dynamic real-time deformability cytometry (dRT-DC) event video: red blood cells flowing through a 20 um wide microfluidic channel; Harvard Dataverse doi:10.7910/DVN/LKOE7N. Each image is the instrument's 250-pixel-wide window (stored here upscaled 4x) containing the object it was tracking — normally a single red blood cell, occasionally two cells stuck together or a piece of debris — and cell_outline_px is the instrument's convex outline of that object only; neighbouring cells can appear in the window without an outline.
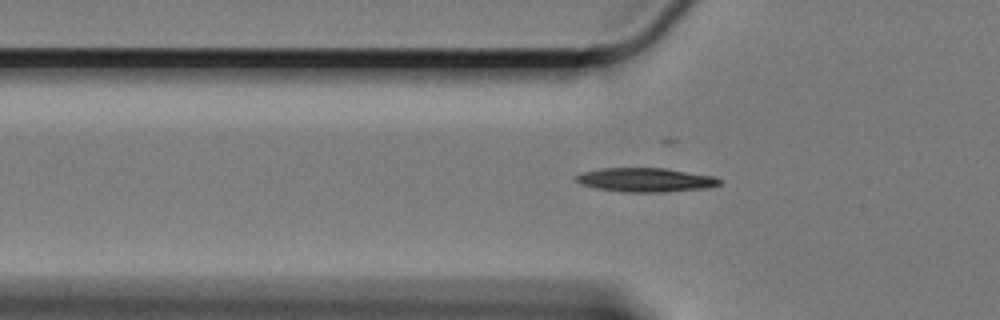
{"species": "Egyptian fruit bat (a non-hibernating species)", "species_latin": "Rousettus aegyptiacus", "temperature_condition": "cold", "stored_images_in_passage": 41, "camera_frame_rate_fps": 3000, "um_per_image_px": 0.085, "animal": {"sex": "female"}, "frame": {"image": 1, "passage_image": 4, "time_ms": 1.0, "image_size_px": [1000, 320], "cell_outline_px": [[720, 184], [708, 188], [664, 192], [620, 192], [596, 188], [580, 184], [576, 180], [576, 176], [584, 172], [600, 168], [664, 168], [716, 176], [720, 180]], "centroid_in_image_um": [54.89, 15.29], "position_along_channel_um": 70.9, "area_um2": 20.11}}
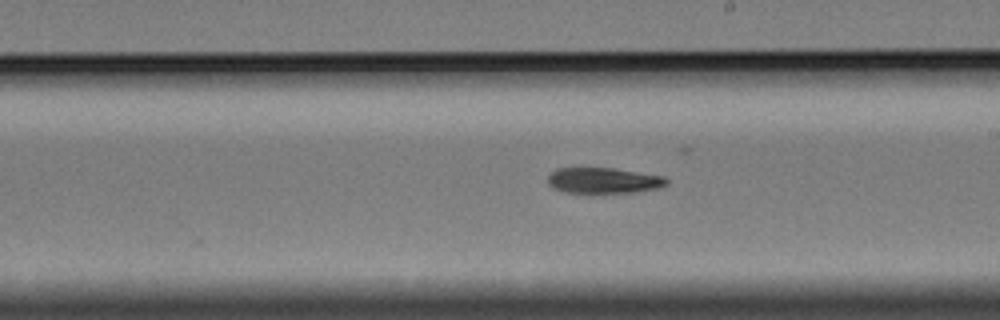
{"frame": {"image": 2, "passage_image": 19, "time_ms": 6.0, "image_size_px": [1000, 320], "cell_outline_px": [[668, 184], [660, 188], [636, 192], [592, 196], [564, 192], [552, 188], [548, 184], [548, 176], [556, 168], [580, 164], [612, 168], [664, 176], [668, 180]], "centroid_in_image_um": [51.21, 15.35], "position_along_channel_um": 237.8, "area_um2": 19.59}}
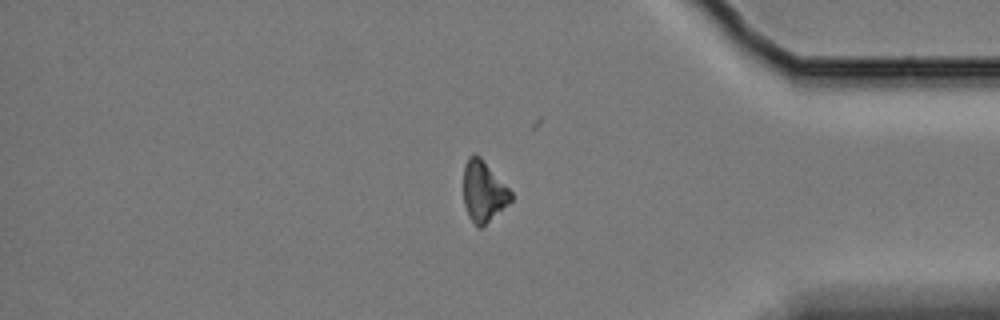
{"frame": {"image": 3, "passage_image": 35, "time_ms": 11.333, "image_size_px": [1000, 320], "cell_outline_px": [[512, 200], [480, 228], [468, 216], [464, 204], [464, 164], [468, 156], [480, 156], [512, 192]], "centroid_in_image_um": [41.09, 16.25], "position_along_channel_um": 394.1, "area_um2": 16.42}}